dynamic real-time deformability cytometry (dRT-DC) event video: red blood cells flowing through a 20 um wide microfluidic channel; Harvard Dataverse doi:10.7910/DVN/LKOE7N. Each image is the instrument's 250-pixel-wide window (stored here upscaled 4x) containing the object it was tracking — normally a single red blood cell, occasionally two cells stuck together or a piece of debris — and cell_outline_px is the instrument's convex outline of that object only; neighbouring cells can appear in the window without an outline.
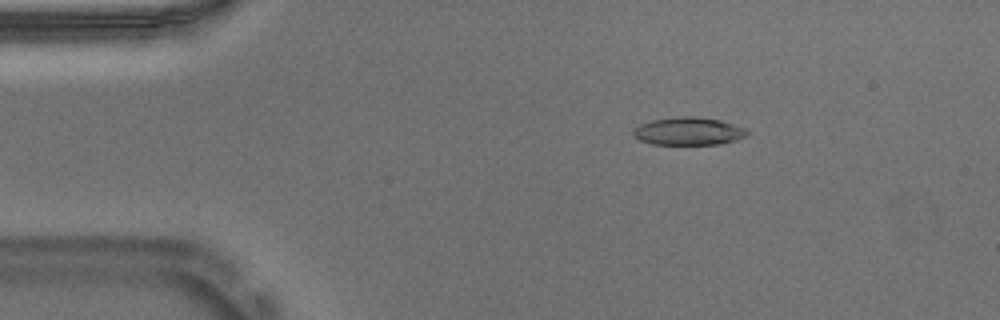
{"species": "Egyptian fruit bat (a non-hibernating species)", "species_latin": "Rousettus aegyptiacus", "temperature_condition": "warm", "stored_images_in_passage": 47, "camera_frame_rate_fps": 3000, "um_per_image_px": 0.085, "animal": {"sex": "male"}, "frame": {"image": 1, "passage_image": 2, "time_ms": 0.333, "image_size_px": [1000, 320], "cell_outline_px": [[748, 136], [736, 140], [720, 144], [652, 144], [640, 140], [632, 136], [632, 132], [640, 124], [652, 120], [672, 116], [696, 116], [720, 120], [744, 128], [748, 132]], "centroid_in_image_um": [58.51, 11.15], "position_along_channel_um": 26.5, "area_um2": 18.55}}
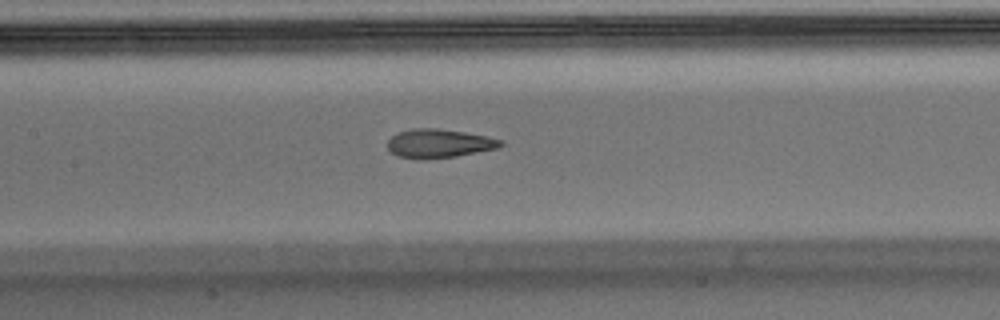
{"frame": {"image": 2, "passage_image": 18, "time_ms": 5.667, "image_size_px": [1000, 320], "cell_outline_px": [[504, 144], [500, 148], [456, 156], [424, 160], [420, 160], [396, 156], [388, 148], [388, 140], [396, 132], [412, 128], [436, 128], [464, 132], [488, 136], [504, 140]], "centroid_in_image_um": [37.33, 12.2], "position_along_channel_um": 170.1, "area_um2": 19.31}}
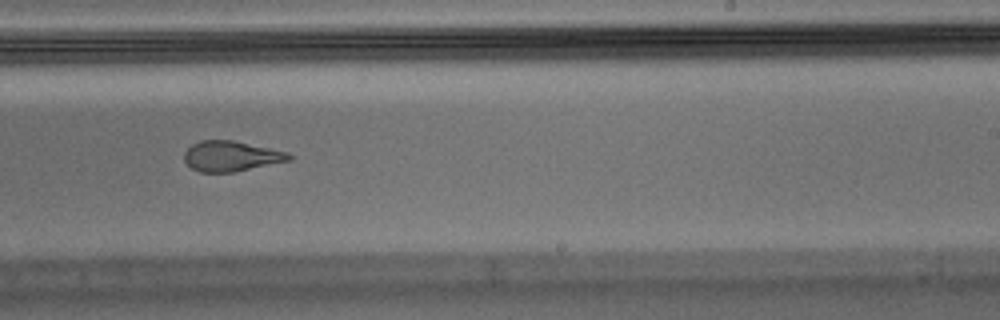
{"frame": {"image": 3, "passage_image": 26, "time_ms": 8.333, "image_size_px": [1000, 320], "cell_outline_px": [[292, 160], [232, 172], [200, 172], [192, 168], [184, 160], [184, 152], [192, 144], [200, 140], [232, 140], [288, 152], [292, 156]], "centroid_in_image_um": [19.63, 13.27], "position_along_channel_um": 269.4, "area_um2": 18.38}, "authors_computed_cell_mechanics": {"area_um2": 19.4208, "velocity_mm_per_s": 3.7379, "shape_relaxation_time_tau1_ms": 9.1623, "shape_relaxation_time_tau2_ms": 1.5639, "deformation_change_tau1": 0.2699, "deformation_change_tau2": 0.1057}}